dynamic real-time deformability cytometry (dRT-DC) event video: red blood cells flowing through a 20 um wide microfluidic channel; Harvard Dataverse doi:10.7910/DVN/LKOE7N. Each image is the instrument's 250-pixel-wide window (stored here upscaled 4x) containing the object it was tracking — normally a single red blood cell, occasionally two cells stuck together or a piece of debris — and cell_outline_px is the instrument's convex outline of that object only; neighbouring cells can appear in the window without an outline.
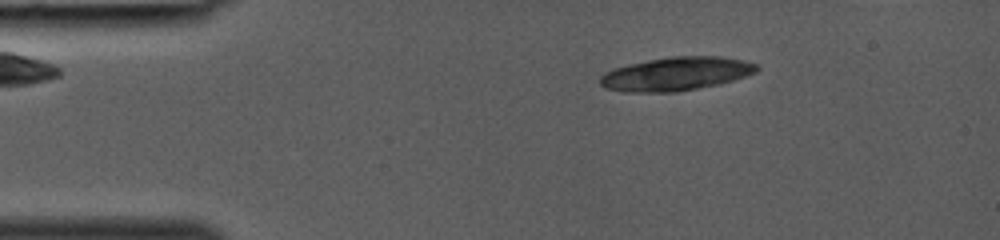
{"species": "common noctule bat (a hibernating species)", "species_latin": "Nyctalus noctula", "temperature_condition": "room temperature", "stored_images_in_passage": 26, "camera_frame_rate_fps": 3000, "um_per_image_px": 0.085, "animal": {"sex": "female", "body_mass_g": 19.0, "forearm_length_mm": 53.3}, "frame": {"image": 1, "passage_image": 1, "time_ms": 0.0, "image_size_px": [1000, 240], "cell_outline_px": [[760, 68], [756, 72], [720, 84], [676, 92], [624, 92], [604, 88], [600, 84], [600, 76], [604, 72], [612, 68], [628, 64], [648, 60], [672, 56], [720, 56], [744, 60], [756, 64]], "centroid_in_image_um": [57.43, 6.28], "position_along_channel_um": 27.6, "area_um2": 30.75}}